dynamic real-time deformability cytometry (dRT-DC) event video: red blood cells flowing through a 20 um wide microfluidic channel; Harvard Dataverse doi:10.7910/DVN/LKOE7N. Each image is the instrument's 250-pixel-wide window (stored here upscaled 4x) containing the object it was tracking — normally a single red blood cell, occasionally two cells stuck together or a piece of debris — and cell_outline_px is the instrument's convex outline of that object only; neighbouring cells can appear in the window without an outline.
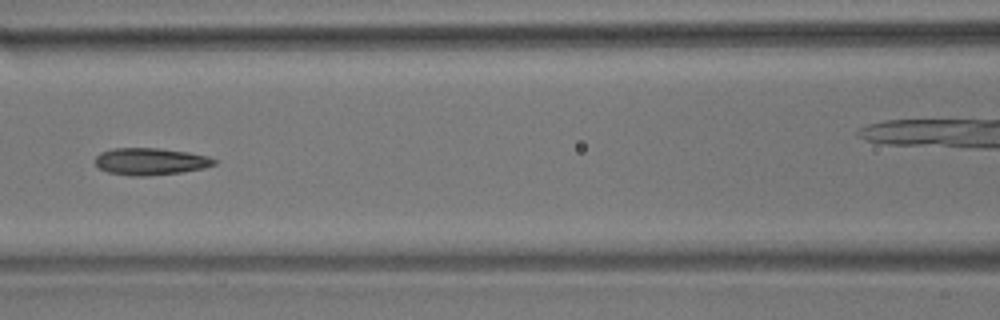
{"species": "common noctule bat (a hibernating species)", "species_latin": "Nyctalus noctula", "temperature_condition": "room temperature", "stored_images_in_passage": 9, "camera_frame_rate_fps": 3000, "um_per_image_px": 0.085, "animal": {"sex": "male", "body_mass_g": 17.9}, "frame": {"image": 1, "passage_image": 6, "time_ms": 1.667, "image_size_px": [1000, 320], "cell_outline_px": [[216, 164], [204, 168], [180, 172], [148, 176], [128, 176], [108, 172], [100, 168], [96, 164], [96, 156], [100, 152], [112, 148], [156, 148], [188, 152], [208, 156], [216, 160]], "centroid_in_image_um": [12.78, 13.72], "position_along_channel_um": 153.8, "area_um2": 18.73}}